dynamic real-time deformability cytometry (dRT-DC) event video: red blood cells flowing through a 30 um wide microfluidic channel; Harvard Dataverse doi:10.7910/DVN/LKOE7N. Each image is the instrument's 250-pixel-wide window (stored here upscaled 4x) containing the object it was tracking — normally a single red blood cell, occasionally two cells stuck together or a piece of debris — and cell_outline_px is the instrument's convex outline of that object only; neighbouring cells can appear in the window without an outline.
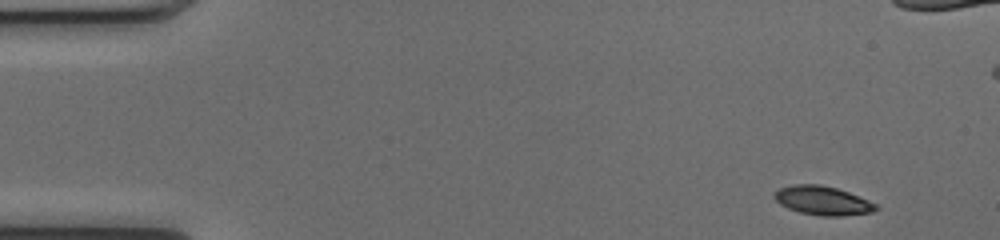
{"species": "common noctule bat (a hibernating species)", "species_latin": "Nyctalus noctula", "temperature_condition": "cold", "stored_images_in_passage": 49, "camera_frame_rate_fps": 3000, "um_per_image_px": 0.085, "animal": {"sex": "female", "body_mass_g": 17.0, "forearm_length_mm": 48.0}, "frame": {"image": 1, "passage_image": 1, "time_ms": 0.0, "image_size_px": [1000, 240], "cell_outline_px": [[880, 208], [872, 212], [840, 216], [820, 216], [800, 212], [788, 208], [780, 204], [772, 196], [780, 188], [792, 184], [820, 184], [836, 188], [848, 192], [868, 200], [876, 204]], "centroid_in_image_um": [69.92, 17.05], "position_along_channel_um": 15.1, "area_um2": 17.05}}
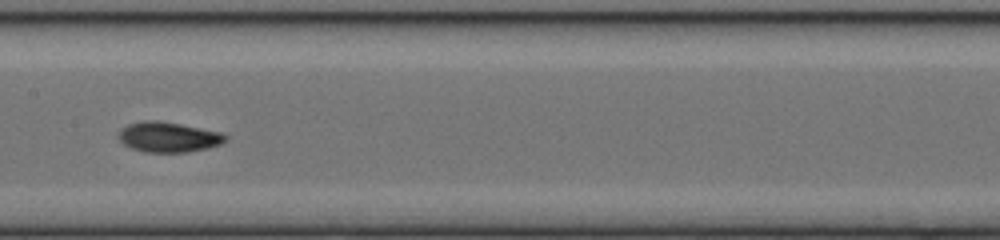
{"frame": {"image": 2, "passage_image": 23, "time_ms": 7.333, "image_size_px": [1000, 240], "cell_outline_px": [[228, 140], [220, 144], [208, 148], [188, 152], [144, 152], [132, 148], [124, 144], [116, 136], [120, 128], [128, 124], [144, 120], [160, 120], [220, 132], [228, 136]], "centroid_in_image_um": [14.29, 11.64], "position_along_channel_um": 193.1, "area_um2": 18.96}}
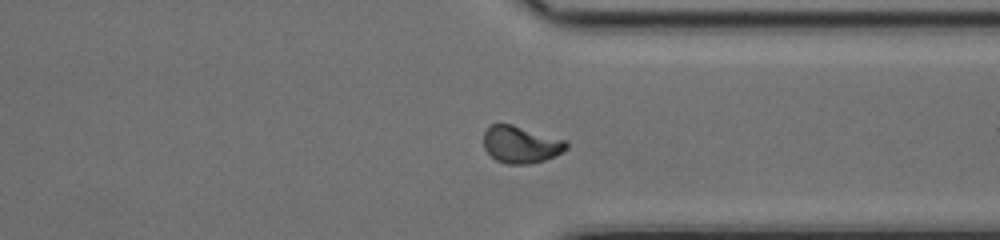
{"frame": {"image": 3, "passage_image": 36, "time_ms": 11.667, "image_size_px": [1000, 240], "cell_outline_px": [[568, 148], [556, 156], [544, 160], [528, 164], [508, 164], [496, 160], [484, 148], [484, 132], [492, 124], [512, 124], [568, 140]], "centroid_in_image_um": [44.31, 12.28], "position_along_channel_um": 367.1, "area_um2": 17.98}, "authors_computed_cell_mechanics": {"area_um2": 17.629, "velocity_mm_per_s": 4.037, "shape_relaxation_time_tau1_ms": 6.2136, "shape_relaxation_time_tau2_ms": 1.9334, "deformation_change_tau1": 0.1815, "deformation_change_tau2": 0.0646}}